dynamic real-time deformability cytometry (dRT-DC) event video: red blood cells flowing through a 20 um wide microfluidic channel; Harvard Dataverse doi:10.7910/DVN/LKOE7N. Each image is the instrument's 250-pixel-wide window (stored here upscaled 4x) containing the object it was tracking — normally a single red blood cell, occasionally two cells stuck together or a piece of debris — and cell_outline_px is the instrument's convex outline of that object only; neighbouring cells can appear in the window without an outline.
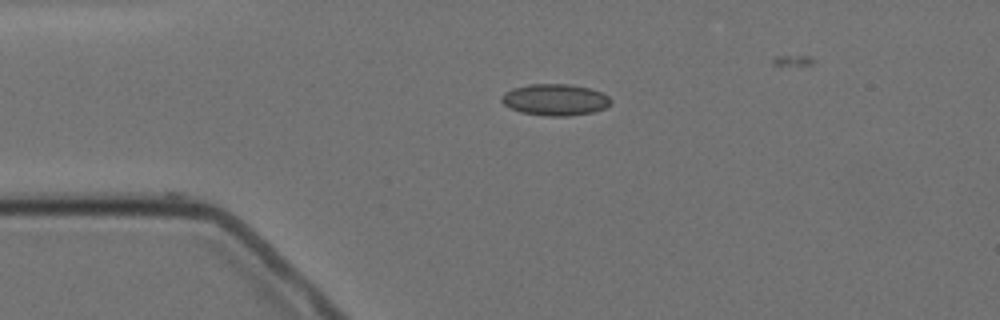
{"species": "Egyptian fruit bat (a non-hibernating species)", "species_latin": "Rousettus aegyptiacus", "temperature_condition": "cold", "stored_images_in_passage": 3, "camera_frame_rate_fps": 3000, "um_per_image_px": 0.085, "animal": {"sex": "female"}, "frame": {"image": 1, "passage_image": 3, "time_ms": 2.333, "image_size_px": [1000, 320], "cell_outline_px": [[612, 100], [604, 108], [592, 112], [568, 116], [548, 116], [520, 112], [504, 104], [500, 100], [500, 96], [504, 92], [512, 88], [528, 84], [568, 84], [588, 88], [604, 92]], "centroid_in_image_um": [47.16, 8.47], "position_along_channel_um": 37.8, "area_um2": 20.06}}